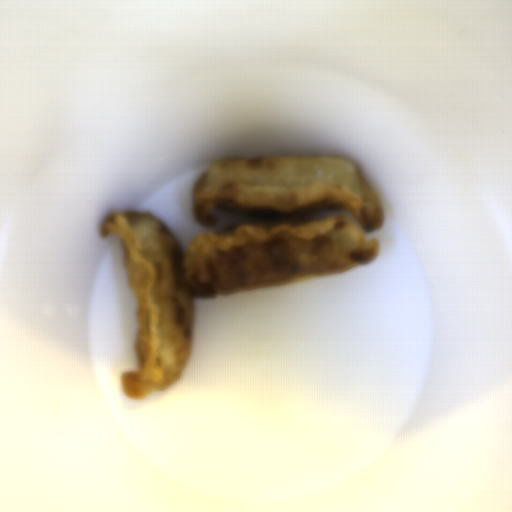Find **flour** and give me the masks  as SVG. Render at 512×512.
<instances>
[{"label": "flour", "instance_id": "1", "mask_svg": "<svg viewBox=\"0 0 512 512\" xmlns=\"http://www.w3.org/2000/svg\"><path fill=\"white\" fill-rule=\"evenodd\" d=\"M193 213L213 227L218 209L254 219L203 232L183 253L149 212L114 210L98 222L124 246L125 278L138 329L136 369L121 373L127 397L144 399L180 379L189 359L195 299L295 284L371 264L386 216L356 162L333 155L218 157L200 174ZM348 211L310 220L305 215Z\"/></svg>", "mask_w": 512, "mask_h": 512}]
</instances>
